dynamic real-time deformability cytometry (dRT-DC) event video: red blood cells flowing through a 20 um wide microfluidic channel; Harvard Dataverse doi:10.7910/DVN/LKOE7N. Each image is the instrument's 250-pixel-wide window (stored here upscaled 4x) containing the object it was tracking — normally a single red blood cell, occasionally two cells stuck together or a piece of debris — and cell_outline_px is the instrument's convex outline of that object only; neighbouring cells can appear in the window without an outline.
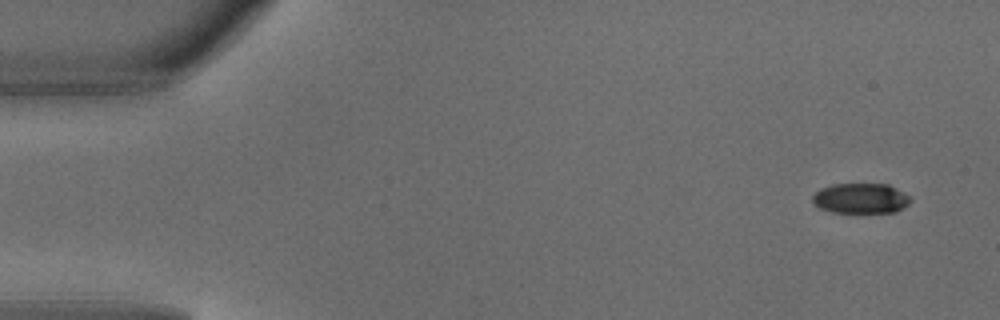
{"species": "common noctule bat (a hibernating species)", "species_latin": "Nyctalus noctula", "temperature_condition": "warm", "stored_images_in_passage": 5, "segment_of_instrument_passage": [2, 2], "camera_frame_rate_fps": 3000, "um_per_image_px": 0.085, "animal": {"sex": "male", "body_mass_g": 18.8}, "frame": {"image": 1, "passage_image": 5, "time_ms": 1.333, "image_size_px": [1000, 320], "cell_outline_px": [[912, 200], [908, 204], [896, 212], [832, 212], [820, 208], [812, 200], [812, 196], [820, 188], [832, 184], [888, 184], [896, 188], [908, 196]], "centroid_in_image_um": [73.15, 16.85], "position_along_channel_um": 11.8, "area_um2": 17.11}}